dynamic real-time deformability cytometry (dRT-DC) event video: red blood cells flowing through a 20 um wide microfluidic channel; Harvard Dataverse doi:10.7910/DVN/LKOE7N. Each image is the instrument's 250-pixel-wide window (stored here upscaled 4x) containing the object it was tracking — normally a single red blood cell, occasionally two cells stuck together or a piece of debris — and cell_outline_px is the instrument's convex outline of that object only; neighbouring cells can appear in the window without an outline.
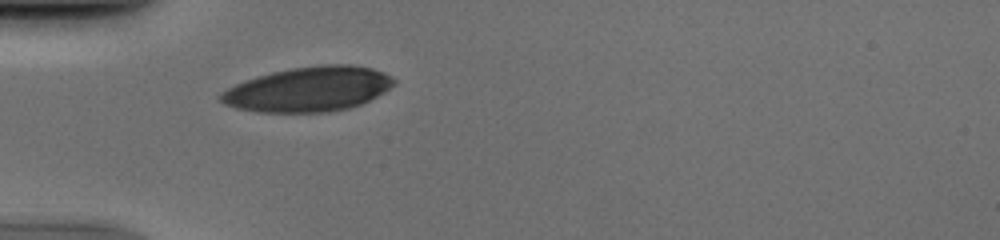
{"species": "human", "species_latin": "Homo sapiens", "temperature_condition": "cold", "stored_images_in_passage": 38, "camera_frame_rate_fps": 3000, "um_per_image_px": 0.085, "donor": {"sex": "male"}, "frame": {"image": 1, "passage_image": 10, "time_ms": 3.0, "image_size_px": [1000, 240], "cell_outline_px": [[396, 84], [384, 92], [360, 104], [348, 108], [328, 112], [256, 112], [236, 108], [224, 104], [216, 96], [220, 92], [236, 84], [272, 72], [292, 68], [320, 64], [352, 64], [372, 68], [384, 72], [392, 76], [396, 80]], "centroid_in_image_um": [26.24, 7.58], "position_along_channel_um": 58.8, "area_um2": 45.26}}
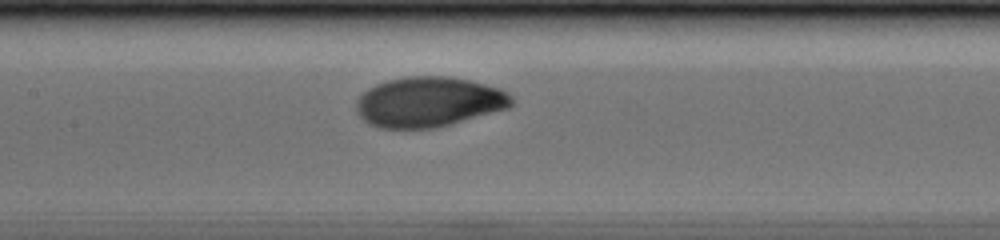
{"frame": {"image": 2, "passage_image": 19, "time_ms": 6.0, "image_size_px": [1000, 240], "cell_outline_px": [[512, 104], [508, 108], [436, 128], [380, 128], [368, 124], [356, 112], [356, 100], [368, 88], [376, 84], [388, 80], [408, 76], [448, 76], [468, 80], [500, 88], [512, 96]], "centroid_in_image_um": [36.42, 8.66], "position_along_channel_um": 171.0, "area_um2": 45.26}}
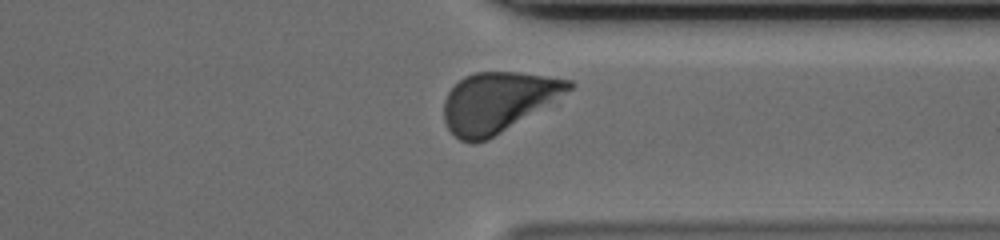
{"frame": {"image": 3, "passage_image": 34, "time_ms": 11.0, "image_size_px": [1000, 240], "cell_outline_px": [[576, 84], [572, 88], [488, 140], [472, 144], [460, 140], [448, 128], [444, 120], [444, 100], [448, 92], [464, 76], [476, 72], [516, 72], [572, 80]], "centroid_in_image_um": [42.26, 8.67], "position_along_channel_um": 369.1, "area_um2": 42.77}}